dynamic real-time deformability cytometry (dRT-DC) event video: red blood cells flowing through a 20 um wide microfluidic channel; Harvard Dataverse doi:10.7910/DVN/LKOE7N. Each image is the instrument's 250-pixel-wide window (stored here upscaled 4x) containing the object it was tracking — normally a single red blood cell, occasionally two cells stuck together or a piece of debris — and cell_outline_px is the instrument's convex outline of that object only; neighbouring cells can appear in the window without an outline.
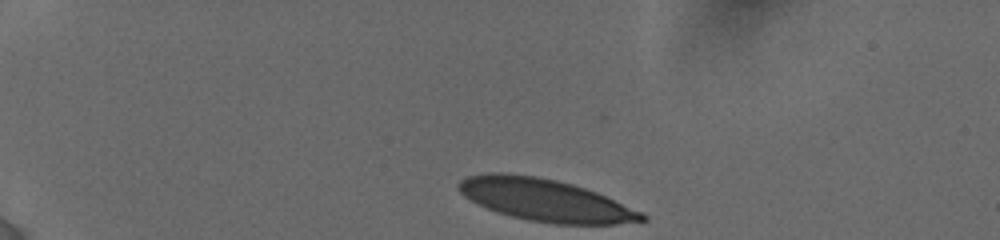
{"species": "human", "species_latin": "Homo sapiens", "temperature_condition": "cold", "stored_images_in_passage": 9, "camera_frame_rate_fps": 3000, "um_per_image_px": 0.085, "donor": {"sex": "female"}, "frame": {"image": 1, "passage_image": 1, "time_ms": 0.0, "image_size_px": [1000, 240], "cell_outline_px": [[648, 220], [616, 224], [552, 224], [528, 220], [496, 212], [464, 196], [456, 188], [456, 184], [460, 180], [468, 176], [488, 172], [500, 172], [536, 176], [556, 180], [572, 184], [596, 192], [644, 212], [648, 216]], "centroid_in_image_um": [46.36, 17.0], "position_along_channel_um": 38.6, "area_um2": 45.14}}
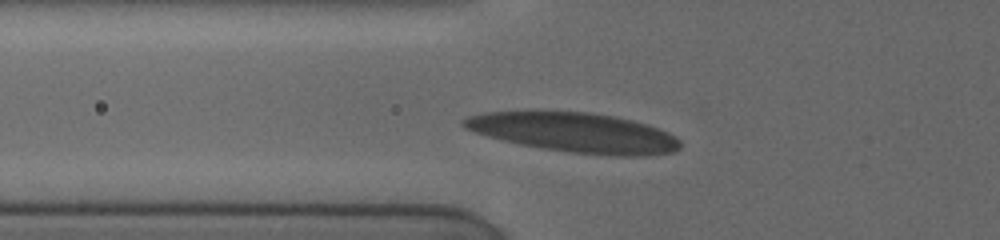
{"frame": {"image": 2, "passage_image": 6, "time_ms": 3.0, "image_size_px": [1000, 240], "cell_outline_px": [[680, 148], [676, 152], [648, 156], [616, 156], [572, 152], [540, 148], [500, 140], [464, 128], [460, 124], [460, 120], [468, 116], [484, 112], [588, 112], [612, 116], [632, 120], [668, 132], [676, 136], [680, 140]], "centroid_in_image_um": [48.84, 11.28], "position_along_channel_um": 77.0, "area_um2": 49.82}}
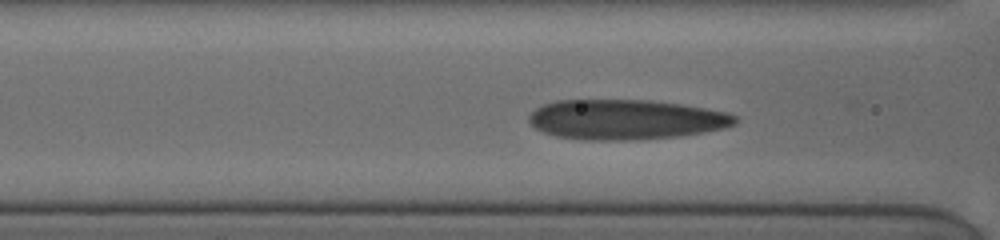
{"frame": {"image": 3, "passage_image": 8, "time_ms": 4.0, "image_size_px": [1000, 240], "cell_outline_px": [[740, 120], [736, 124], [724, 128], [704, 132], [680, 136], [632, 140], [584, 140], [556, 136], [544, 132], [536, 128], [528, 120], [528, 116], [536, 108], [544, 104], [556, 100], [648, 100], [680, 104], [728, 112], [740, 116]], "centroid_in_image_um": [53.23, 10.16], "position_along_channel_um": 113.4, "area_um2": 48.26}}